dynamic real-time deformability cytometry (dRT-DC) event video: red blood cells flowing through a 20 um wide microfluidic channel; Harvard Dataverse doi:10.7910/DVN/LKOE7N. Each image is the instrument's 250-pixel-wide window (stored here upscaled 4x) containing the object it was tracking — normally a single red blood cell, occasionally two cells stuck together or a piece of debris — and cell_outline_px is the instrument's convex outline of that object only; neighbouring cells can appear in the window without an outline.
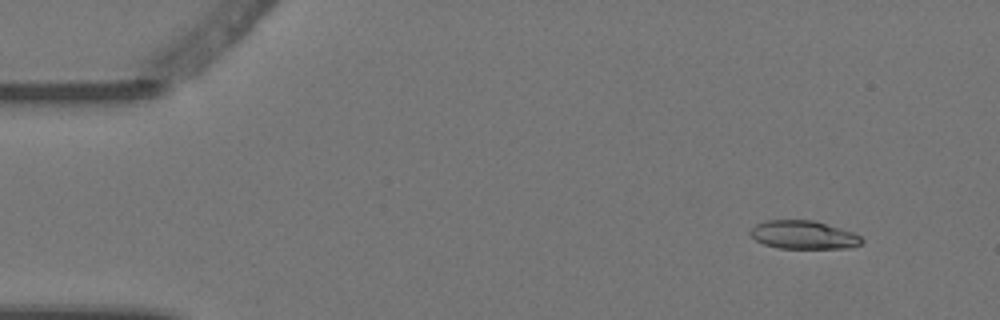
{"species": "Egyptian fruit bat (a non-hibernating species)", "species_latin": "Rousettus aegyptiacus", "temperature_condition": "warm", "stored_images_in_passage": 5, "camera_frame_rate_fps": 3000, "um_per_image_px": 0.085, "animal": {"sex": "female"}, "frame": {"image": 1, "passage_image": 2, "time_ms": 0.333, "image_size_px": [1000, 320], "cell_outline_px": [[864, 240], [860, 244], [852, 248], [776, 248], [764, 244], [756, 240], [748, 232], [756, 224], [764, 220], [816, 220], [852, 232], [860, 236]], "centroid_in_image_um": [68.29, 19.96], "position_along_channel_um": 16.7, "area_um2": 18.5}}
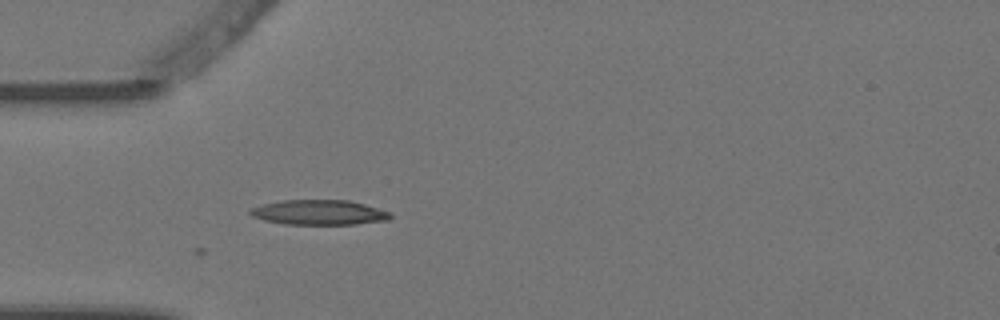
{"frame": {"image": 2, "passage_image": 5, "time_ms": 1.333, "image_size_px": [1000, 320], "cell_outline_px": [[392, 216], [388, 220], [356, 224], [284, 224], [264, 220], [252, 216], [248, 212], [252, 208], [264, 204], [284, 200], [348, 200], [364, 204], [392, 212]], "centroid_in_image_um": [27.15, 18.06], "position_along_channel_um": 57.8, "area_um2": 20.29}}